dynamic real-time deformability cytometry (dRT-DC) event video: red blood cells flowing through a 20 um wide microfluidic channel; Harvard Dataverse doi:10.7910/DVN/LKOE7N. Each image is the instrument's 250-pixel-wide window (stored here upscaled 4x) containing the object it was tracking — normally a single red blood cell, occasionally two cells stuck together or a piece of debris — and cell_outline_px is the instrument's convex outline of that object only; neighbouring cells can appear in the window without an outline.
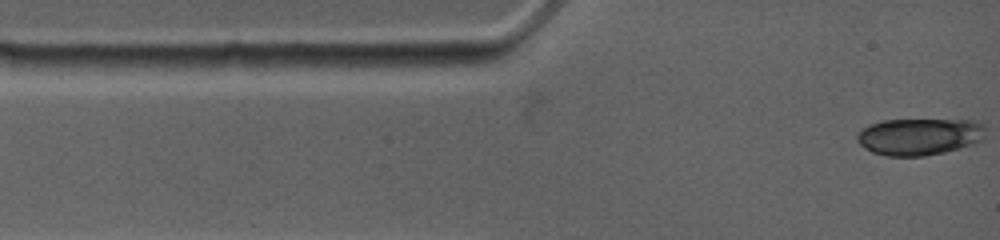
{"species": "common noctule bat (a hibernating species)", "species_latin": "Nyctalus noctula", "temperature_condition": "warm", "stored_images_in_passage": 43, "camera_frame_rate_fps": 4500, "um_per_image_px": 0.085, "animal": {"sex": "female", "body_mass_g": 19.0, "forearm_length_mm": 53.3}, "frame": {"image": 1, "passage_image": 1, "time_ms": 0.0, "image_size_px": [1000, 240], "cell_outline_px": [[984, 136], [980, 140], [972, 144], [960, 148], [944, 152], [924, 156], [888, 156], [872, 152], [864, 148], [856, 140], [856, 132], [868, 124], [884, 120], [976, 120], [984, 124]], "centroid_in_image_um": [78.1, 11.6], "position_along_channel_um": 6.9, "area_um2": 27.8}}
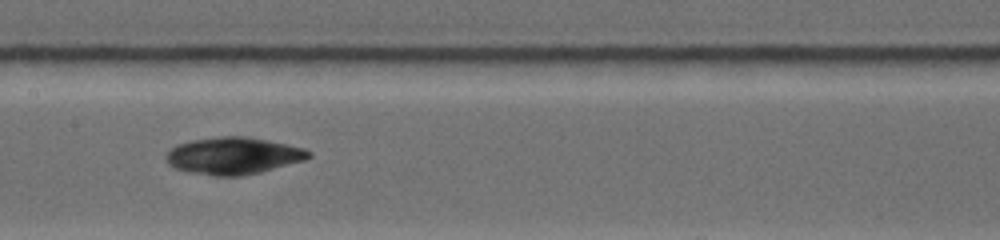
{"frame": {"image": 2, "passage_image": 18, "time_ms": 5.778, "image_size_px": [1000, 240], "cell_outline_px": [[312, 156], [308, 160], [260, 172], [240, 176], [216, 176], [188, 172], [176, 168], [168, 164], [164, 156], [176, 144], [192, 140], [220, 136], [248, 136], [288, 144], [304, 148], [312, 152]], "centroid_in_image_um": [19.87, 13.23], "position_along_channel_um": 187.5, "area_um2": 31.1}}
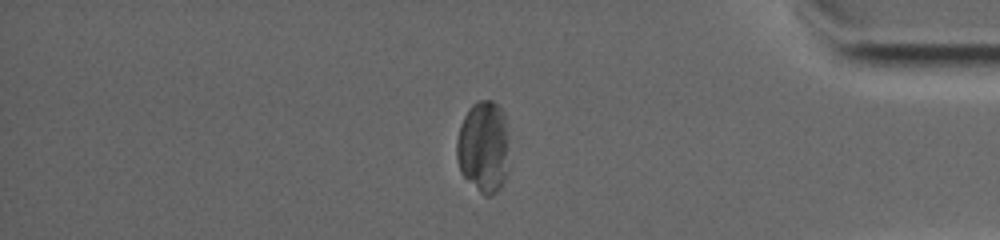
{"frame": {"image": 3, "passage_image": 35, "time_ms": 12.0, "image_size_px": [1000, 240], "cell_outline_px": [[508, 172], [504, 180], [496, 192], [492, 196], [484, 196], [460, 172], [456, 156], [456, 140], [460, 124], [468, 108], [476, 100], [492, 100], [504, 112], [508, 140]], "centroid_in_image_um": [41.09, 12.47], "position_along_channel_um": 394.1, "area_um2": 28.5}}